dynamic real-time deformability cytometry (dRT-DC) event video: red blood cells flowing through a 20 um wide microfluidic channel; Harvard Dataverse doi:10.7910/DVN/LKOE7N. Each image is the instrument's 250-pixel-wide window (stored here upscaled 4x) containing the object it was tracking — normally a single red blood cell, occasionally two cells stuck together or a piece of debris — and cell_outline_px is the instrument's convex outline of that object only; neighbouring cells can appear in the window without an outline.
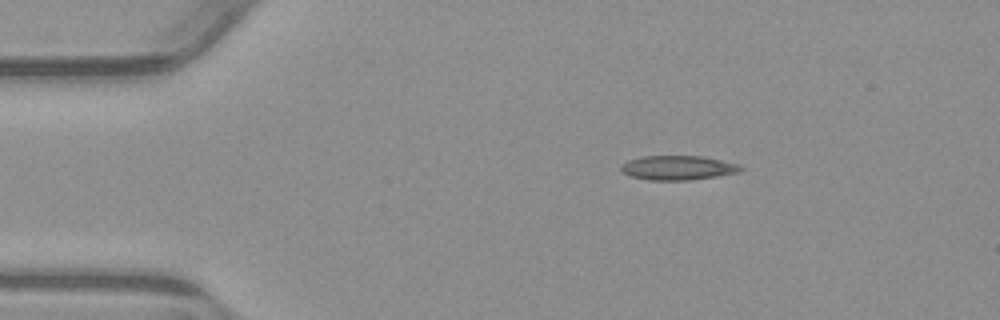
{"species": "common noctule bat (a hibernating species)", "species_latin": "Nyctalus noctula", "temperature_condition": "warm", "stored_images_in_passage": 45, "camera_frame_rate_fps": 3000, "um_per_image_px": 0.085, "animal": {"sex": "male", "body_mass_g": 23.1, "forearm_length_mm": 52.7}, "frame": {"image": 1, "passage_image": 1, "time_ms": 0.0, "image_size_px": [1000, 320], "cell_outline_px": [[744, 168], [740, 172], [716, 176], [688, 180], [648, 180], [628, 176], [620, 168], [628, 160], [640, 156], [704, 156], [740, 164]], "centroid_in_image_um": [57.64, 14.25], "position_along_channel_um": 27.4, "area_um2": 17.05}}
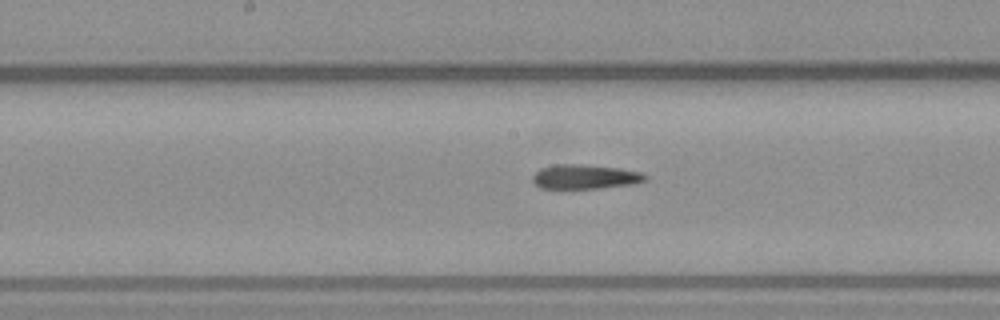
{"frame": {"image": 2, "passage_image": 19, "time_ms": 6.0, "image_size_px": [1000, 320], "cell_outline_px": [[648, 180], [636, 184], [600, 188], [540, 188], [532, 180], [532, 176], [540, 168], [556, 164], [572, 164], [620, 168], [640, 172], [648, 176]], "centroid_in_image_um": [49.76, 15.03], "position_along_channel_um": 198.4, "area_um2": 16.01}}
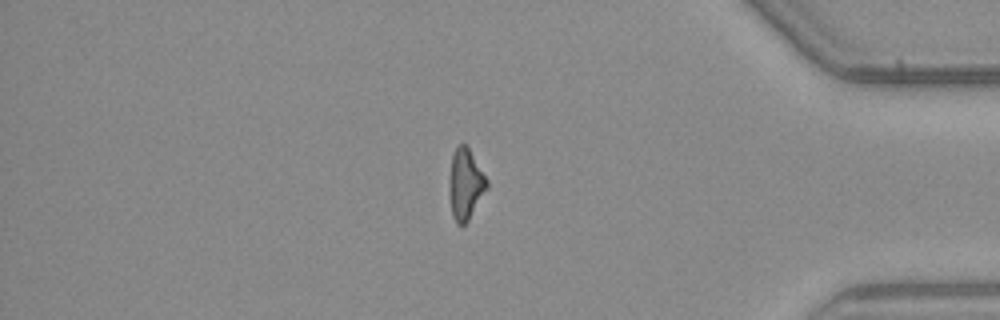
{"frame": {"image": 3, "passage_image": 37, "time_ms": 12.0, "image_size_px": [1000, 320], "cell_outline_px": [[488, 188], [468, 220], [464, 224], [456, 224], [452, 216], [448, 188], [452, 156], [456, 148], [460, 144], [464, 144], [468, 148], [488, 180]], "centroid_in_image_um": [39.55, 15.69], "position_along_channel_um": 395.6, "area_um2": 15.37}, "authors_computed_cell_mechanics": {"area_um2": 16.184, "velocity_mm_per_s": 3.8439, "shape_relaxation_time_tau1_ms": 4.9107, "shape_relaxation_time_tau2_ms": 4.9872, "deformation_change_tau1": 0.1675, "deformation_change_tau2": 0.1856}}